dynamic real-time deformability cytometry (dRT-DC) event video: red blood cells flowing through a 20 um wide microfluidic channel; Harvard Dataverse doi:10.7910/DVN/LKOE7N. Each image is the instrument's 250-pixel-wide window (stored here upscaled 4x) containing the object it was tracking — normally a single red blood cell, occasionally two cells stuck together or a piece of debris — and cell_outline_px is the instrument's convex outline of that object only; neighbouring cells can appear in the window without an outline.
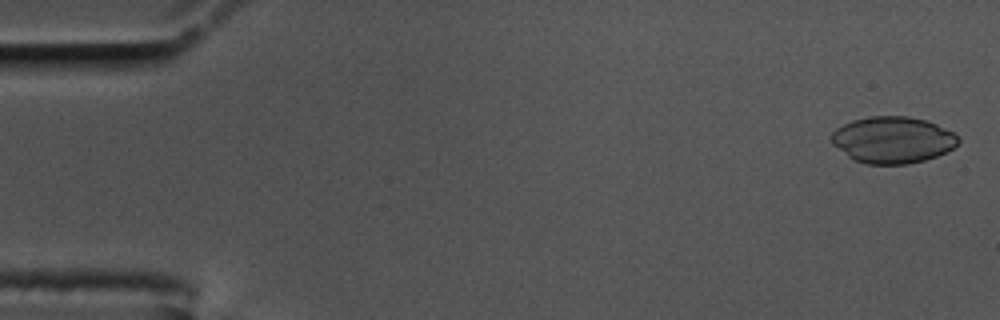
{"species": "common noctule bat (a hibernating species)", "species_latin": "Nyctalus noctula", "temperature_condition": "cold", "stored_images_in_passage": 57, "camera_frame_rate_fps": 3000, "um_per_image_px": 0.085, "animal": {"sex": "male", "body_mass_g": 17.5, "forearm_length_mm": 52.3}, "frame": {"image": 1, "passage_image": 2, "time_ms": 0.333, "image_size_px": [1000, 320], "cell_outline_px": [[960, 140], [948, 152], [924, 160], [908, 164], [864, 164], [848, 156], [832, 144], [832, 132], [836, 128], [852, 120], [868, 116], [908, 116], [924, 120], [936, 124], [952, 132]], "centroid_in_image_um": [75.86, 11.89], "position_along_channel_um": 9.1, "area_um2": 34.28}}